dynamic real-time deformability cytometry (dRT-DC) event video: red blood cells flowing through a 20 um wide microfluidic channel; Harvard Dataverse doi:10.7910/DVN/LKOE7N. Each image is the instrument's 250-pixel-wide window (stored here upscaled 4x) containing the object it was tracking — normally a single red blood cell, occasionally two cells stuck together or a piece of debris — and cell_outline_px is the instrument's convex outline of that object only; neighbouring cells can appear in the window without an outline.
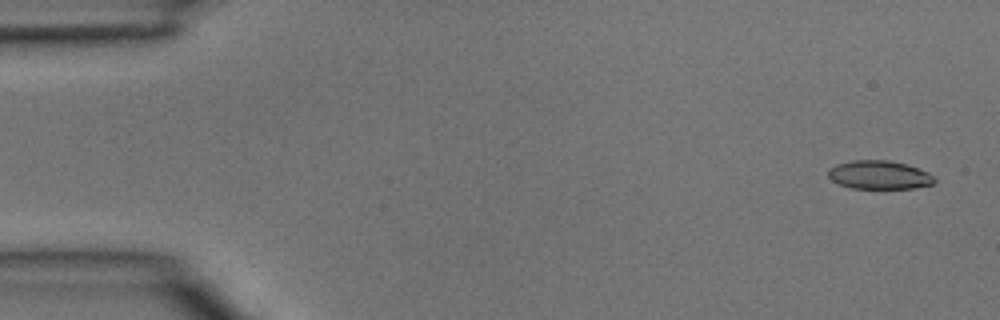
{"species": "common noctule bat (a hibernating species)", "species_latin": "Nyctalus noctula", "temperature_condition": "room temperature", "stored_images_in_passage": 5, "segment_of_instrument_passage": [1, 2], "camera_frame_rate_fps": 3000, "um_per_image_px": 0.085, "animal": {"sex": "male", "body_mass_g": 15.6}, "frame": {"image": 1, "passage_image": 1, "time_ms": 0.0, "image_size_px": [1000, 320], "cell_outline_px": [[936, 180], [932, 184], [912, 188], [852, 188], [840, 184], [832, 180], [828, 176], [828, 168], [836, 164], [852, 160], [888, 160], [908, 164], [928, 172], [936, 176]], "centroid_in_image_um": [74.75, 14.85], "position_along_channel_um": 10.3, "area_um2": 17.74}}
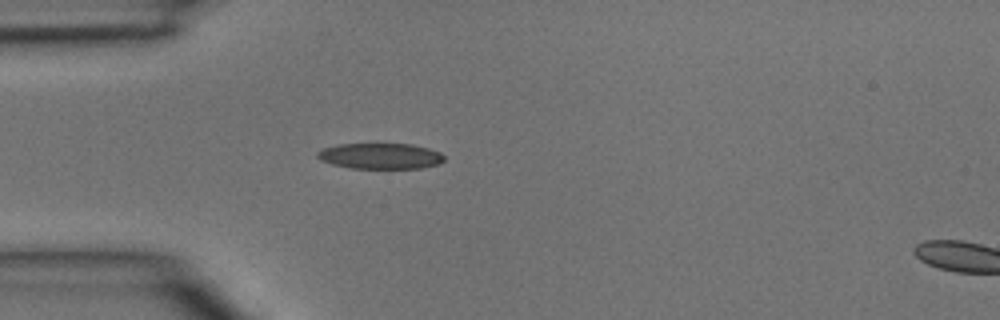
{"frame": {"image": 2, "passage_image": 4, "time_ms": 1.0, "image_size_px": [1000, 320], "cell_outline_px": [[444, 160], [440, 164], [420, 168], [352, 168], [332, 164], [320, 160], [316, 156], [316, 152], [324, 148], [336, 144], [376, 140], [412, 144], [428, 148], [440, 152], [444, 156]], "centroid_in_image_um": [32.3, 13.2], "position_along_channel_um": 52.7, "area_um2": 20.17}}